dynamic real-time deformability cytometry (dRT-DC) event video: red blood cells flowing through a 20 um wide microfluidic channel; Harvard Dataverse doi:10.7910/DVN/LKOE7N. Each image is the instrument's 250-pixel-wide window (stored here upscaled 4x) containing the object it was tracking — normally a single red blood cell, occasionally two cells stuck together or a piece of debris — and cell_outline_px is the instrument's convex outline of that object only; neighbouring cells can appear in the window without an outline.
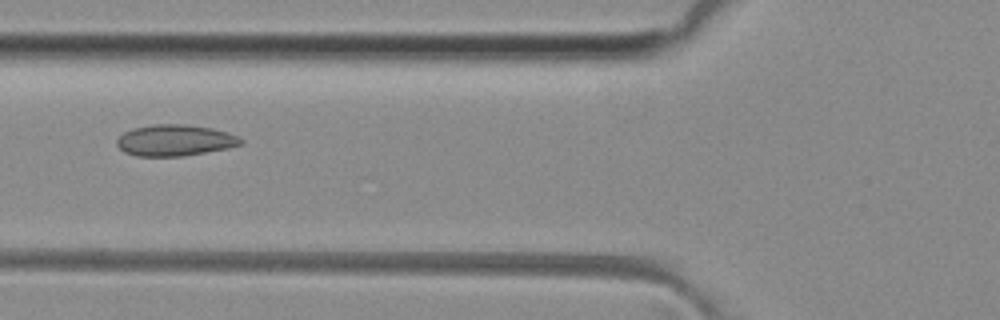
{"species": "common noctule bat (a hibernating species)", "species_latin": "Nyctalus noctula", "temperature_condition": "room temperature", "stored_images_in_passage": 46, "camera_frame_rate_fps": 3000, "um_per_image_px": 0.085, "animal": {"sex": "female", "body_mass_g": 29.2, "forearm_length_mm": 56.3}, "frame": {"image": 1, "passage_image": 15, "time_ms": 4.667, "image_size_px": [1000, 320], "cell_outline_px": [[244, 144], [228, 148], [184, 156], [136, 156], [124, 152], [116, 144], [116, 140], [124, 132], [132, 128], [152, 124], [184, 124], [212, 128], [228, 132], [244, 140]], "centroid_in_image_um": [14.87, 11.92], "position_along_channel_um": 110.9, "area_um2": 22.72}}
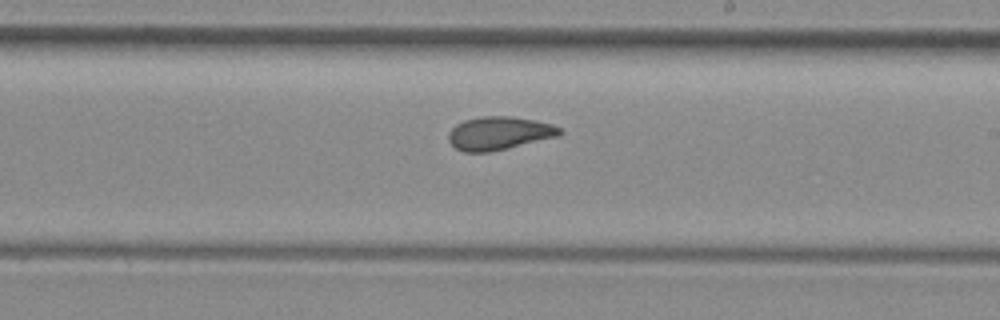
{"frame": {"image": 2, "passage_image": 25, "time_ms": 8.0, "image_size_px": [1000, 320], "cell_outline_px": [[564, 132], [560, 136], [492, 152], [464, 152], [456, 148], [448, 140], [448, 132], [456, 124], [464, 120], [480, 116], [508, 116], [532, 120], [552, 124], [560, 128]], "centroid_in_image_um": [42.42, 11.33], "position_along_channel_um": 246.6, "area_um2": 21.68}}
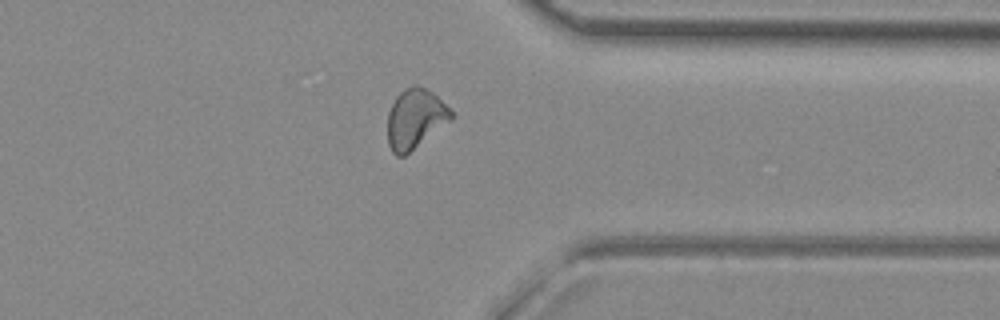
{"frame": {"image": 3, "passage_image": 35, "time_ms": 11.333, "image_size_px": [1000, 320], "cell_outline_px": [[452, 120], [404, 156], [396, 156], [392, 152], [388, 144], [388, 112], [396, 96], [404, 88], [412, 84], [416, 84], [432, 92], [452, 112]], "centroid_in_image_um": [35.27, 10.09], "position_along_channel_um": 376.1, "area_um2": 21.96}, "authors_computed_cell_mechanics": {"area_um2": 22.1085, "velocity_mm_per_s": 4.0669, "shape_relaxation_time_tau1_ms": 11.144, "shape_relaxation_time_tau2_ms": 1.3225, "deformation_change_tau1": 0.1847, "deformation_change_tau2": 0.0603}}